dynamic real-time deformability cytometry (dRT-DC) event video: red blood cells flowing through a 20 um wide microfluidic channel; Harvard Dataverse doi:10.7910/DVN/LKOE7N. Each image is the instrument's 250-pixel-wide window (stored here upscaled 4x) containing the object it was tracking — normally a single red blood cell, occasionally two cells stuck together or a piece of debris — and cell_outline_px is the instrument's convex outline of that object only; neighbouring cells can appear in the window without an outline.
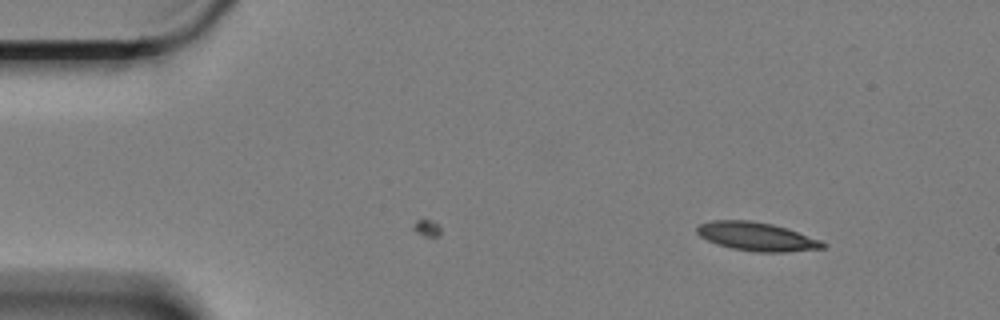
{"species": "Egyptian fruit bat (a non-hibernating species)", "species_latin": "Rousettus aegyptiacus", "temperature_condition": "cold", "stored_images_in_passage": 10, "camera_frame_rate_fps": 3000, "um_per_image_px": 0.085, "animal": {"sex": "female"}, "frame": {"image": 1, "passage_image": 10, "time_ms": 3.0, "image_size_px": [1000, 320], "cell_outline_px": [[828, 244], [824, 248], [784, 252], [756, 252], [732, 248], [716, 244], [700, 236], [696, 232], [696, 228], [700, 224], [712, 220], [752, 220], [772, 224], [788, 228], [820, 240]], "centroid_in_image_um": [64.32, 20.1], "position_along_channel_um": 20.7, "area_um2": 20.98}}